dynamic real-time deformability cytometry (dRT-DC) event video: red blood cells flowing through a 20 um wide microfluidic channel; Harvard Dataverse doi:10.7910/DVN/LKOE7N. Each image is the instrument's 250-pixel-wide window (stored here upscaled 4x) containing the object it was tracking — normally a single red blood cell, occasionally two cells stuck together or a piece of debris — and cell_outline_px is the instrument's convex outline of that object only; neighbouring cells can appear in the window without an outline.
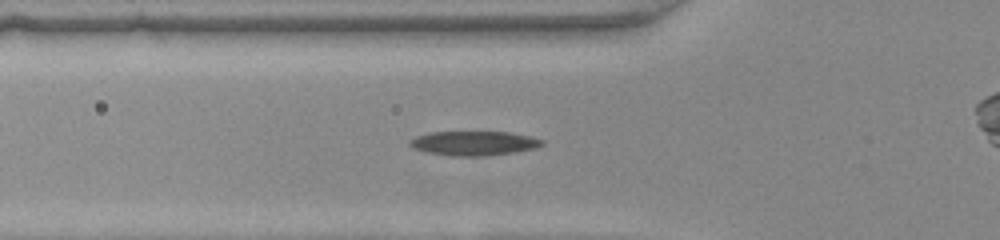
{"species": "common noctule bat (a hibernating species)", "species_latin": "Nyctalus noctula", "temperature_condition": "warm", "stored_images_in_passage": 48, "camera_frame_rate_fps": 3000, "um_per_image_px": 0.085, "animal": {"sex": "female", "body_mass_g": 22.0, "forearm_length_mm": 56.7}, "frame": {"image": 1, "passage_image": 16, "time_ms": 5.0, "image_size_px": [1000, 240], "cell_outline_px": [[544, 144], [536, 148], [512, 152], [480, 156], [452, 156], [428, 152], [412, 148], [408, 144], [408, 140], [416, 136], [432, 132], [508, 132], [532, 136], [544, 140]], "centroid_in_image_um": [40.27, 12.17], "position_along_channel_um": 85.5, "area_um2": 18.73}}
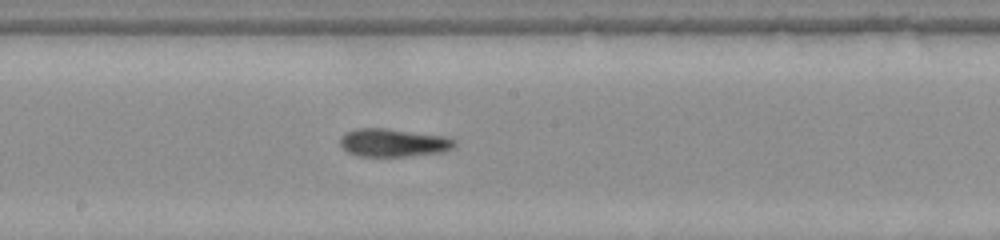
{"frame": {"image": 2, "passage_image": 25, "time_ms": 8.0, "image_size_px": [1000, 240], "cell_outline_px": [[456, 148], [444, 152], [408, 156], [356, 156], [348, 152], [340, 144], [340, 136], [344, 132], [360, 128], [384, 128], [444, 136], [456, 140]], "centroid_in_image_um": [33.45, 12.13], "position_along_channel_um": 214.7, "area_um2": 18.84}}
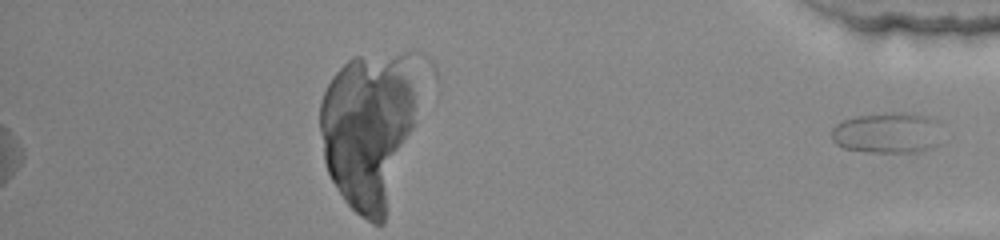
{"frame": {"image": 3, "passage_image": 48, "time_ms": 15.667, "image_size_px": [1000, 240], "cell_outline_px": [[936, 120], [928, 148], [908, 152], [868, 152], [844, 148], [836, 144], [832, 140], [832, 128], [836, 124], [844, 120], [856, 116], [884, 112], [904, 112], [928, 116]], "centroid_in_image_um": [75.21, 11.26], "position_along_channel_um": 360.0, "area_um2": 25.14}}